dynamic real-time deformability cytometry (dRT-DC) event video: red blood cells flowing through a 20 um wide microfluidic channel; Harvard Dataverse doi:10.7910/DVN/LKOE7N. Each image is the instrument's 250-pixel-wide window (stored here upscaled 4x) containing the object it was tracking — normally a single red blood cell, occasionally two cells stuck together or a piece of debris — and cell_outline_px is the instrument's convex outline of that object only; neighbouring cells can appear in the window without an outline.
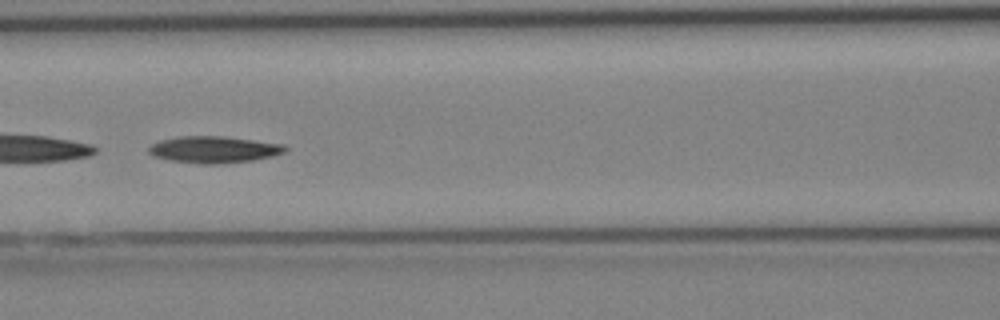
{"species": "Egyptian fruit bat (a non-hibernating species)", "species_latin": "Rousettus aegyptiacus", "temperature_condition": "cold", "stored_images_in_passage": 34, "camera_frame_rate_fps": 3000, "um_per_image_px": 0.085, "animal": {"sex": "female"}, "frame": {"image": 1, "passage_image": 15, "time_ms": 4.667, "image_size_px": [1000, 320], "cell_outline_px": [[288, 148], [284, 152], [272, 156], [252, 160], [216, 164], [204, 164], [168, 160], [152, 156], [148, 152], [148, 148], [152, 144], [160, 140], [176, 136], [224, 136], [284, 144]], "centroid_in_image_um": [18.15, 12.7], "position_along_channel_um": 148.5, "area_um2": 21.27}}
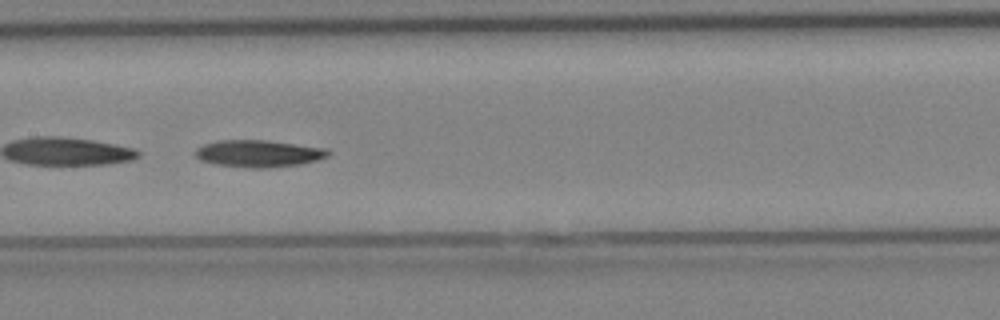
{"frame": {"image": 2, "passage_image": 17, "time_ms": 5.333, "image_size_px": [1000, 320], "cell_outline_px": [[332, 152], [328, 156], [316, 160], [300, 164], [264, 168], [252, 168], [216, 164], [200, 160], [196, 156], [196, 148], [204, 144], [216, 140], [268, 140], [328, 148]], "centroid_in_image_um": [22.01, 13.04], "position_along_channel_um": 185.4, "area_um2": 20.98}}
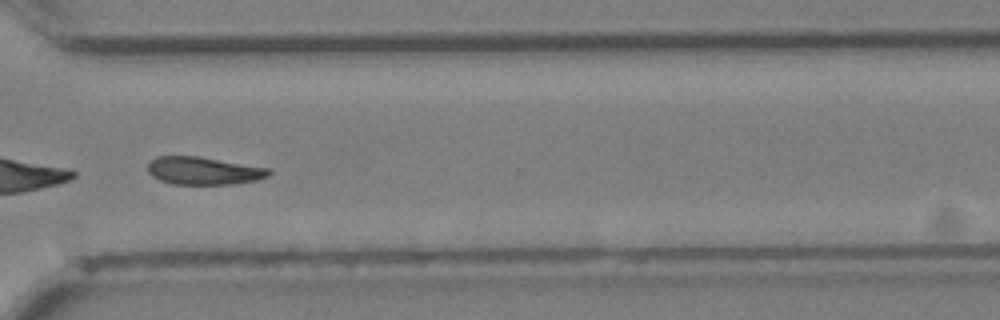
{"frame": {"image": 3, "passage_image": 26, "time_ms": 8.333, "image_size_px": [1000, 320], "cell_outline_px": [[272, 172], [268, 176], [256, 180], [232, 184], [172, 184], [160, 180], [152, 176], [148, 172], [148, 160], [156, 156], [196, 156], [272, 168]], "centroid_in_image_um": [17.3, 14.51], "position_along_channel_um": 353.3, "area_um2": 19.71}}